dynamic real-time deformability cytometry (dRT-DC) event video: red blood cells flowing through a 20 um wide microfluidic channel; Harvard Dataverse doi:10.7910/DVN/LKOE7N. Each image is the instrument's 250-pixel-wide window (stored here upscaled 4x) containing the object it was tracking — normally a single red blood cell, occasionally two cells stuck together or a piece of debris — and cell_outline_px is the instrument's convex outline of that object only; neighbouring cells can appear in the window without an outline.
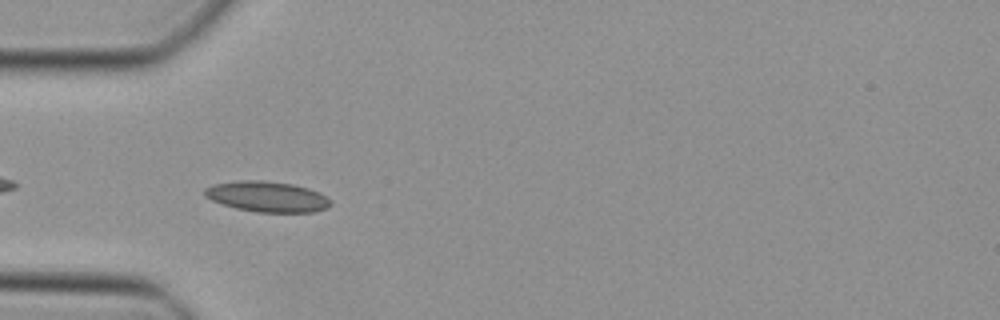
{"species": "Egyptian fruit bat (a non-hibernating species)", "species_latin": "Rousettus aegyptiacus", "temperature_condition": "cold", "stored_images_in_passage": 34, "camera_frame_rate_fps": 3000, "um_per_image_px": 0.085, "animal": {"sex": "female"}, "frame": {"image": 1, "passage_image": 2, "time_ms": 0.333, "image_size_px": [1000, 320], "cell_outline_px": [[332, 204], [328, 208], [312, 212], [256, 212], [236, 208], [212, 200], [204, 196], [204, 188], [216, 184], [240, 180], [260, 180], [292, 184], [308, 188], [320, 192], [332, 200]], "centroid_in_image_um": [22.75, 16.72], "position_along_channel_um": 62.3, "area_um2": 22.43}}
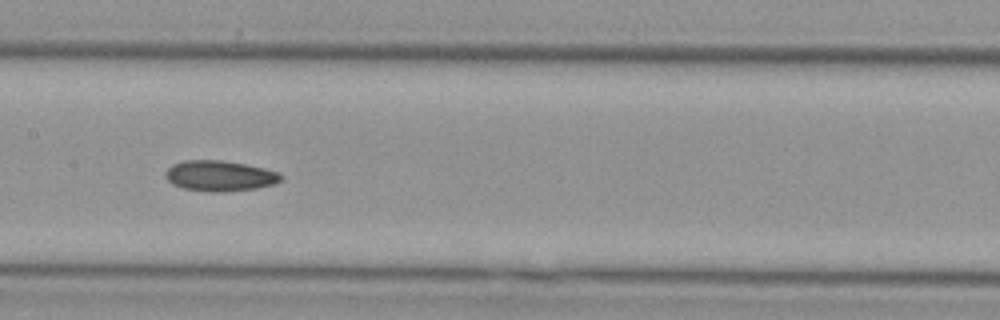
{"frame": {"image": 2, "passage_image": 11, "time_ms": 3.333, "image_size_px": [1000, 320], "cell_outline_px": [[284, 176], [276, 184], [256, 188], [220, 192], [184, 188], [172, 184], [164, 176], [164, 172], [172, 164], [184, 160], [224, 160], [264, 168], [280, 172]], "centroid_in_image_um": [18.69, 14.93], "position_along_channel_um": 188.7, "area_um2": 20.58}}
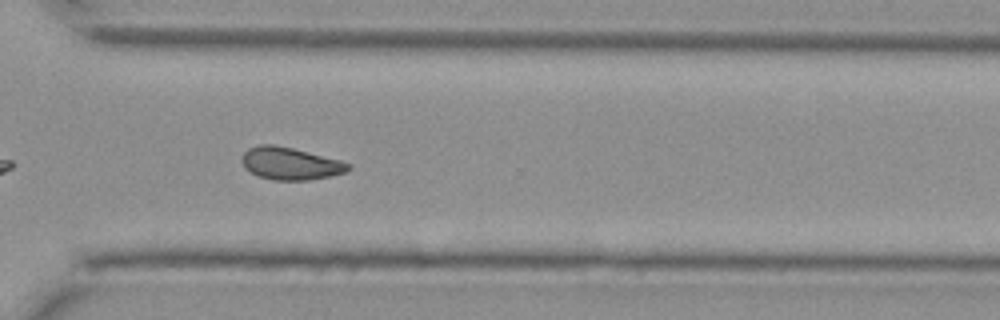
{"frame": {"image": 3, "passage_image": 22, "time_ms": 7.0, "image_size_px": [1000, 320], "cell_outline_px": [[352, 168], [348, 172], [308, 180], [272, 180], [260, 176], [244, 168], [240, 160], [244, 152], [248, 148], [260, 144], [276, 144], [340, 160], [352, 164]], "centroid_in_image_um": [24.68, 13.89], "position_along_channel_um": 345.9, "area_um2": 20.17}}